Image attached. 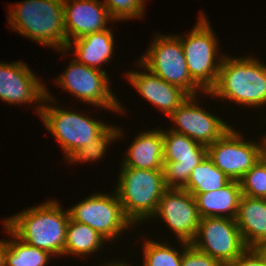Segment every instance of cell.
I'll use <instances>...</instances> for the list:
<instances>
[{
  "mask_svg": "<svg viewBox=\"0 0 266 266\" xmlns=\"http://www.w3.org/2000/svg\"><path fill=\"white\" fill-rule=\"evenodd\" d=\"M61 207L53 199L3 219V223L23 242L63 256L70 215Z\"/></svg>",
  "mask_w": 266,
  "mask_h": 266,
  "instance_id": "obj_1",
  "label": "cell"
},
{
  "mask_svg": "<svg viewBox=\"0 0 266 266\" xmlns=\"http://www.w3.org/2000/svg\"><path fill=\"white\" fill-rule=\"evenodd\" d=\"M205 94L252 108L266 105V64L253 57L224 55L217 82Z\"/></svg>",
  "mask_w": 266,
  "mask_h": 266,
  "instance_id": "obj_2",
  "label": "cell"
},
{
  "mask_svg": "<svg viewBox=\"0 0 266 266\" xmlns=\"http://www.w3.org/2000/svg\"><path fill=\"white\" fill-rule=\"evenodd\" d=\"M64 0H25L10 5L8 24L26 36L57 51L67 46L64 27Z\"/></svg>",
  "mask_w": 266,
  "mask_h": 266,
  "instance_id": "obj_3",
  "label": "cell"
},
{
  "mask_svg": "<svg viewBox=\"0 0 266 266\" xmlns=\"http://www.w3.org/2000/svg\"><path fill=\"white\" fill-rule=\"evenodd\" d=\"M121 168L115 192L122 204L125 216L134 226L139 222L143 223V221L152 219L159 200L167 189L163 171Z\"/></svg>",
  "mask_w": 266,
  "mask_h": 266,
  "instance_id": "obj_4",
  "label": "cell"
},
{
  "mask_svg": "<svg viewBox=\"0 0 266 266\" xmlns=\"http://www.w3.org/2000/svg\"><path fill=\"white\" fill-rule=\"evenodd\" d=\"M50 91L46 89L45 103L49 105L36 106V112L40 116L46 129L55 136L63 149L66 158L75 150L90 145L109 124L94 120L90 116L79 114L76 111H69L61 107L54 106L50 101H56L52 98ZM52 106H51V105Z\"/></svg>",
  "mask_w": 266,
  "mask_h": 266,
  "instance_id": "obj_5",
  "label": "cell"
},
{
  "mask_svg": "<svg viewBox=\"0 0 266 266\" xmlns=\"http://www.w3.org/2000/svg\"><path fill=\"white\" fill-rule=\"evenodd\" d=\"M200 15L197 24L187 37L183 38V35H179V37L190 76L205 93L215 86L224 56L220 55L218 58L219 46L216 34L212 30L206 14L201 13Z\"/></svg>",
  "mask_w": 266,
  "mask_h": 266,
  "instance_id": "obj_6",
  "label": "cell"
},
{
  "mask_svg": "<svg viewBox=\"0 0 266 266\" xmlns=\"http://www.w3.org/2000/svg\"><path fill=\"white\" fill-rule=\"evenodd\" d=\"M154 37L139 61L152 73L182 88L190 96H196L199 90L202 92L190 76L179 35L156 34Z\"/></svg>",
  "mask_w": 266,
  "mask_h": 266,
  "instance_id": "obj_7",
  "label": "cell"
},
{
  "mask_svg": "<svg viewBox=\"0 0 266 266\" xmlns=\"http://www.w3.org/2000/svg\"><path fill=\"white\" fill-rule=\"evenodd\" d=\"M107 76L105 70L88 67L73 58L66 70L56 78V83L78 100L122 113L125 109L111 92L110 78Z\"/></svg>",
  "mask_w": 266,
  "mask_h": 266,
  "instance_id": "obj_8",
  "label": "cell"
},
{
  "mask_svg": "<svg viewBox=\"0 0 266 266\" xmlns=\"http://www.w3.org/2000/svg\"><path fill=\"white\" fill-rule=\"evenodd\" d=\"M68 211L72 220L90 226L106 241H114L124 230L133 226L125 216L115 191L113 195L94 193Z\"/></svg>",
  "mask_w": 266,
  "mask_h": 266,
  "instance_id": "obj_9",
  "label": "cell"
},
{
  "mask_svg": "<svg viewBox=\"0 0 266 266\" xmlns=\"http://www.w3.org/2000/svg\"><path fill=\"white\" fill-rule=\"evenodd\" d=\"M264 154V139L261 142L245 141L243 136L228 129L218 140L207 146V157L225 173L230 180L240 181Z\"/></svg>",
  "mask_w": 266,
  "mask_h": 266,
  "instance_id": "obj_10",
  "label": "cell"
},
{
  "mask_svg": "<svg viewBox=\"0 0 266 266\" xmlns=\"http://www.w3.org/2000/svg\"><path fill=\"white\" fill-rule=\"evenodd\" d=\"M191 244L224 266L236 260L248 248L235 219L226 217L200 218L196 237Z\"/></svg>",
  "mask_w": 266,
  "mask_h": 266,
  "instance_id": "obj_11",
  "label": "cell"
},
{
  "mask_svg": "<svg viewBox=\"0 0 266 266\" xmlns=\"http://www.w3.org/2000/svg\"><path fill=\"white\" fill-rule=\"evenodd\" d=\"M164 163L163 176L167 188L183 189L190 178L192 169L207 157V146L202 145L188 136L164 131Z\"/></svg>",
  "mask_w": 266,
  "mask_h": 266,
  "instance_id": "obj_12",
  "label": "cell"
},
{
  "mask_svg": "<svg viewBox=\"0 0 266 266\" xmlns=\"http://www.w3.org/2000/svg\"><path fill=\"white\" fill-rule=\"evenodd\" d=\"M153 217L163 219L179 242L191 244L196 237L200 216L194 196L185 189L167 188Z\"/></svg>",
  "mask_w": 266,
  "mask_h": 266,
  "instance_id": "obj_13",
  "label": "cell"
},
{
  "mask_svg": "<svg viewBox=\"0 0 266 266\" xmlns=\"http://www.w3.org/2000/svg\"><path fill=\"white\" fill-rule=\"evenodd\" d=\"M197 95L189 96L168 118L175 127L170 130L209 146L218 140L231 125L198 106Z\"/></svg>",
  "mask_w": 266,
  "mask_h": 266,
  "instance_id": "obj_14",
  "label": "cell"
},
{
  "mask_svg": "<svg viewBox=\"0 0 266 266\" xmlns=\"http://www.w3.org/2000/svg\"><path fill=\"white\" fill-rule=\"evenodd\" d=\"M25 63L0 62V99L9 105L43 103L45 86Z\"/></svg>",
  "mask_w": 266,
  "mask_h": 266,
  "instance_id": "obj_15",
  "label": "cell"
},
{
  "mask_svg": "<svg viewBox=\"0 0 266 266\" xmlns=\"http://www.w3.org/2000/svg\"><path fill=\"white\" fill-rule=\"evenodd\" d=\"M63 12L67 43L106 30V25L114 21L100 0H64Z\"/></svg>",
  "mask_w": 266,
  "mask_h": 266,
  "instance_id": "obj_16",
  "label": "cell"
},
{
  "mask_svg": "<svg viewBox=\"0 0 266 266\" xmlns=\"http://www.w3.org/2000/svg\"><path fill=\"white\" fill-rule=\"evenodd\" d=\"M137 63L147 72L132 70L125 74L126 79L143 98L169 117L190 95L182 88L170 84L152 73L140 61Z\"/></svg>",
  "mask_w": 266,
  "mask_h": 266,
  "instance_id": "obj_17",
  "label": "cell"
},
{
  "mask_svg": "<svg viewBox=\"0 0 266 266\" xmlns=\"http://www.w3.org/2000/svg\"><path fill=\"white\" fill-rule=\"evenodd\" d=\"M128 147L121 167L162 170L164 147L161 129L140 132Z\"/></svg>",
  "mask_w": 266,
  "mask_h": 266,
  "instance_id": "obj_18",
  "label": "cell"
},
{
  "mask_svg": "<svg viewBox=\"0 0 266 266\" xmlns=\"http://www.w3.org/2000/svg\"><path fill=\"white\" fill-rule=\"evenodd\" d=\"M112 31L106 29L72 40L67 43L65 50L60 52H63L64 55L75 48V52H73L75 56L73 58L77 62L91 68L102 70L100 69L101 65L109 62V59L114 54V37Z\"/></svg>",
  "mask_w": 266,
  "mask_h": 266,
  "instance_id": "obj_19",
  "label": "cell"
},
{
  "mask_svg": "<svg viewBox=\"0 0 266 266\" xmlns=\"http://www.w3.org/2000/svg\"><path fill=\"white\" fill-rule=\"evenodd\" d=\"M235 222L248 248L266 242V198L242 195Z\"/></svg>",
  "mask_w": 266,
  "mask_h": 266,
  "instance_id": "obj_20",
  "label": "cell"
},
{
  "mask_svg": "<svg viewBox=\"0 0 266 266\" xmlns=\"http://www.w3.org/2000/svg\"><path fill=\"white\" fill-rule=\"evenodd\" d=\"M192 195L195 198L200 218L226 217L235 219L242 190L239 181L231 180L217 191Z\"/></svg>",
  "mask_w": 266,
  "mask_h": 266,
  "instance_id": "obj_21",
  "label": "cell"
},
{
  "mask_svg": "<svg viewBox=\"0 0 266 266\" xmlns=\"http://www.w3.org/2000/svg\"><path fill=\"white\" fill-rule=\"evenodd\" d=\"M105 239L86 224L72 220L68 221L64 255H91L103 248Z\"/></svg>",
  "mask_w": 266,
  "mask_h": 266,
  "instance_id": "obj_22",
  "label": "cell"
},
{
  "mask_svg": "<svg viewBox=\"0 0 266 266\" xmlns=\"http://www.w3.org/2000/svg\"><path fill=\"white\" fill-rule=\"evenodd\" d=\"M231 180L206 157L192 169L187 185L183 188L191 194H202L224 187Z\"/></svg>",
  "mask_w": 266,
  "mask_h": 266,
  "instance_id": "obj_23",
  "label": "cell"
},
{
  "mask_svg": "<svg viewBox=\"0 0 266 266\" xmlns=\"http://www.w3.org/2000/svg\"><path fill=\"white\" fill-rule=\"evenodd\" d=\"M5 230L13 240L8 241L5 253V266H46L52 257L48 251L31 246L20 240L4 223Z\"/></svg>",
  "mask_w": 266,
  "mask_h": 266,
  "instance_id": "obj_24",
  "label": "cell"
},
{
  "mask_svg": "<svg viewBox=\"0 0 266 266\" xmlns=\"http://www.w3.org/2000/svg\"><path fill=\"white\" fill-rule=\"evenodd\" d=\"M121 129L108 125L94 140L91 141L90 145H85L73 153H71L66 160L70 163L78 162H92L101 159L105 154L107 145L113 143L115 139L121 138L123 131Z\"/></svg>",
  "mask_w": 266,
  "mask_h": 266,
  "instance_id": "obj_25",
  "label": "cell"
},
{
  "mask_svg": "<svg viewBox=\"0 0 266 266\" xmlns=\"http://www.w3.org/2000/svg\"><path fill=\"white\" fill-rule=\"evenodd\" d=\"M182 252L168 244L160 243L152 239L146 240L143 246L144 264L142 266H181L184 242Z\"/></svg>",
  "mask_w": 266,
  "mask_h": 266,
  "instance_id": "obj_26",
  "label": "cell"
},
{
  "mask_svg": "<svg viewBox=\"0 0 266 266\" xmlns=\"http://www.w3.org/2000/svg\"><path fill=\"white\" fill-rule=\"evenodd\" d=\"M242 195L266 198V154L239 181Z\"/></svg>",
  "mask_w": 266,
  "mask_h": 266,
  "instance_id": "obj_27",
  "label": "cell"
},
{
  "mask_svg": "<svg viewBox=\"0 0 266 266\" xmlns=\"http://www.w3.org/2000/svg\"><path fill=\"white\" fill-rule=\"evenodd\" d=\"M145 0H103L110 16L114 20H132L142 18L145 10Z\"/></svg>",
  "mask_w": 266,
  "mask_h": 266,
  "instance_id": "obj_28",
  "label": "cell"
},
{
  "mask_svg": "<svg viewBox=\"0 0 266 266\" xmlns=\"http://www.w3.org/2000/svg\"><path fill=\"white\" fill-rule=\"evenodd\" d=\"M181 266H224L210 255L197 250L192 244L184 242Z\"/></svg>",
  "mask_w": 266,
  "mask_h": 266,
  "instance_id": "obj_29",
  "label": "cell"
},
{
  "mask_svg": "<svg viewBox=\"0 0 266 266\" xmlns=\"http://www.w3.org/2000/svg\"><path fill=\"white\" fill-rule=\"evenodd\" d=\"M227 266H266V259L257 248H247Z\"/></svg>",
  "mask_w": 266,
  "mask_h": 266,
  "instance_id": "obj_30",
  "label": "cell"
},
{
  "mask_svg": "<svg viewBox=\"0 0 266 266\" xmlns=\"http://www.w3.org/2000/svg\"><path fill=\"white\" fill-rule=\"evenodd\" d=\"M8 246V240H0V266H5V253Z\"/></svg>",
  "mask_w": 266,
  "mask_h": 266,
  "instance_id": "obj_31",
  "label": "cell"
},
{
  "mask_svg": "<svg viewBox=\"0 0 266 266\" xmlns=\"http://www.w3.org/2000/svg\"><path fill=\"white\" fill-rule=\"evenodd\" d=\"M108 263V264H107ZM103 266H130V265H128L127 263H125L124 261L122 262V261H119V262H114L113 261V263L112 262H106V264L105 265H103Z\"/></svg>",
  "mask_w": 266,
  "mask_h": 266,
  "instance_id": "obj_32",
  "label": "cell"
},
{
  "mask_svg": "<svg viewBox=\"0 0 266 266\" xmlns=\"http://www.w3.org/2000/svg\"><path fill=\"white\" fill-rule=\"evenodd\" d=\"M257 249L260 251V253L265 257L266 259V242L261 243Z\"/></svg>",
  "mask_w": 266,
  "mask_h": 266,
  "instance_id": "obj_33",
  "label": "cell"
},
{
  "mask_svg": "<svg viewBox=\"0 0 266 266\" xmlns=\"http://www.w3.org/2000/svg\"><path fill=\"white\" fill-rule=\"evenodd\" d=\"M262 139H264V153L266 154V136H264Z\"/></svg>",
  "mask_w": 266,
  "mask_h": 266,
  "instance_id": "obj_34",
  "label": "cell"
}]
</instances>
